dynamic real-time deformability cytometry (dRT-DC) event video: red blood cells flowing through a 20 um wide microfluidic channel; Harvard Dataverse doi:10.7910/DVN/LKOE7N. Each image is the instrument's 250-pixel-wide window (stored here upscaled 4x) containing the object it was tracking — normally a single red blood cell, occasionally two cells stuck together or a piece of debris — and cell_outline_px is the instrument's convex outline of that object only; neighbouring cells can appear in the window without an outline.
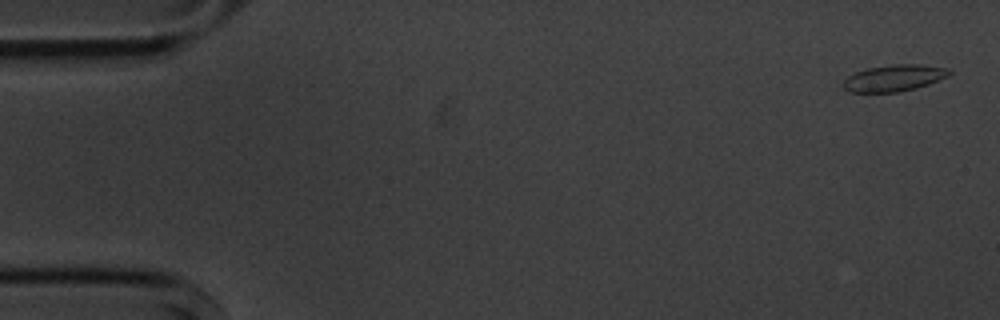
{"species": "common noctule bat (a hibernating species)", "species_latin": "Nyctalus noctula", "temperature_condition": "cold", "stored_images_in_passage": 5, "camera_frame_rate_fps": 3000, "um_per_image_px": 0.085, "animal": {"sex": "male", "body_mass_g": 20.1, "forearm_length_mm": 53.5}, "frame": {"image": 1, "passage_image": 1, "time_ms": 0.0, "image_size_px": [1000, 320], "cell_outline_px": [[952, 72], [948, 76], [928, 84], [916, 88], [900, 92], [848, 92], [840, 84], [848, 76], [856, 72], [868, 68], [892, 64], [920, 64], [948, 68]], "centroid_in_image_um": [75.98, 6.63], "position_along_channel_um": 9.0, "area_um2": 16.47}}
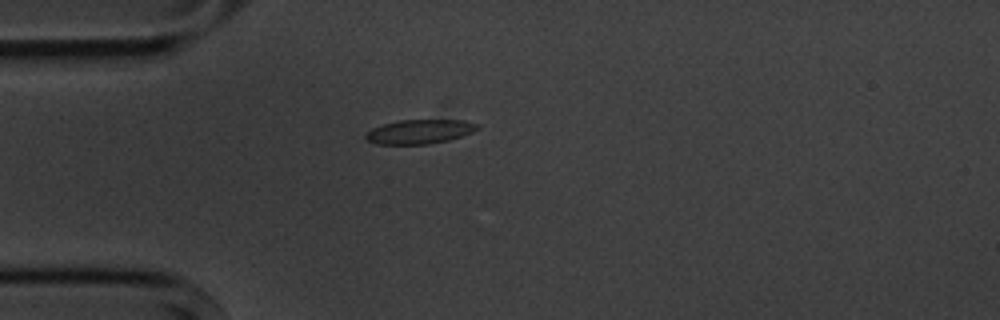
{"frame": {"image": 2, "passage_image": 4, "time_ms": 4.333, "image_size_px": [1000, 320], "cell_outline_px": [[480, 128], [472, 132], [448, 140], [424, 144], [376, 144], [368, 140], [364, 136], [372, 128], [384, 124], [400, 120], [464, 120], [480, 124]], "centroid_in_image_um": [35.69, 11.18], "position_along_channel_um": 49.3, "area_um2": 15.61}}